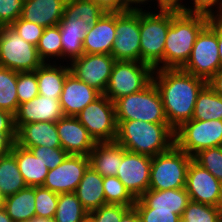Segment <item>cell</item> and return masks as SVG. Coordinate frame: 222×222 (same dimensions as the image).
Returning a JSON list of instances; mask_svg holds the SVG:
<instances>
[{"label": "cell", "mask_w": 222, "mask_h": 222, "mask_svg": "<svg viewBox=\"0 0 222 222\" xmlns=\"http://www.w3.org/2000/svg\"><path fill=\"white\" fill-rule=\"evenodd\" d=\"M185 0H155V10L171 9L180 11L183 8Z\"/></svg>", "instance_id": "51"}, {"label": "cell", "mask_w": 222, "mask_h": 222, "mask_svg": "<svg viewBox=\"0 0 222 222\" xmlns=\"http://www.w3.org/2000/svg\"><path fill=\"white\" fill-rule=\"evenodd\" d=\"M56 128L61 147L68 154L88 156L97 143L76 116H63Z\"/></svg>", "instance_id": "17"}, {"label": "cell", "mask_w": 222, "mask_h": 222, "mask_svg": "<svg viewBox=\"0 0 222 222\" xmlns=\"http://www.w3.org/2000/svg\"><path fill=\"white\" fill-rule=\"evenodd\" d=\"M30 150L49 170L56 168L69 155L62 147L50 148L47 146H36L31 147Z\"/></svg>", "instance_id": "43"}, {"label": "cell", "mask_w": 222, "mask_h": 222, "mask_svg": "<svg viewBox=\"0 0 222 222\" xmlns=\"http://www.w3.org/2000/svg\"><path fill=\"white\" fill-rule=\"evenodd\" d=\"M96 142H115L117 122L115 104L101 94L76 115Z\"/></svg>", "instance_id": "11"}, {"label": "cell", "mask_w": 222, "mask_h": 222, "mask_svg": "<svg viewBox=\"0 0 222 222\" xmlns=\"http://www.w3.org/2000/svg\"><path fill=\"white\" fill-rule=\"evenodd\" d=\"M17 97L19 105L39 95L36 72H17Z\"/></svg>", "instance_id": "41"}, {"label": "cell", "mask_w": 222, "mask_h": 222, "mask_svg": "<svg viewBox=\"0 0 222 222\" xmlns=\"http://www.w3.org/2000/svg\"><path fill=\"white\" fill-rule=\"evenodd\" d=\"M151 163L152 157L124 148L117 177L135 199H139L149 189Z\"/></svg>", "instance_id": "14"}, {"label": "cell", "mask_w": 222, "mask_h": 222, "mask_svg": "<svg viewBox=\"0 0 222 222\" xmlns=\"http://www.w3.org/2000/svg\"><path fill=\"white\" fill-rule=\"evenodd\" d=\"M39 95L60 98L66 76L70 73L67 63H43L35 70Z\"/></svg>", "instance_id": "26"}, {"label": "cell", "mask_w": 222, "mask_h": 222, "mask_svg": "<svg viewBox=\"0 0 222 222\" xmlns=\"http://www.w3.org/2000/svg\"><path fill=\"white\" fill-rule=\"evenodd\" d=\"M58 25L62 43V63L69 64L84 54L83 41L90 26L84 24L80 18L75 19L65 15Z\"/></svg>", "instance_id": "22"}, {"label": "cell", "mask_w": 222, "mask_h": 222, "mask_svg": "<svg viewBox=\"0 0 222 222\" xmlns=\"http://www.w3.org/2000/svg\"><path fill=\"white\" fill-rule=\"evenodd\" d=\"M16 144L30 149L36 146L61 147L56 122H35L21 125L16 130Z\"/></svg>", "instance_id": "24"}, {"label": "cell", "mask_w": 222, "mask_h": 222, "mask_svg": "<svg viewBox=\"0 0 222 222\" xmlns=\"http://www.w3.org/2000/svg\"><path fill=\"white\" fill-rule=\"evenodd\" d=\"M180 12L208 18L222 17V0H185Z\"/></svg>", "instance_id": "40"}, {"label": "cell", "mask_w": 222, "mask_h": 222, "mask_svg": "<svg viewBox=\"0 0 222 222\" xmlns=\"http://www.w3.org/2000/svg\"><path fill=\"white\" fill-rule=\"evenodd\" d=\"M192 158L222 182V146L201 150Z\"/></svg>", "instance_id": "39"}, {"label": "cell", "mask_w": 222, "mask_h": 222, "mask_svg": "<svg viewBox=\"0 0 222 222\" xmlns=\"http://www.w3.org/2000/svg\"><path fill=\"white\" fill-rule=\"evenodd\" d=\"M208 17L171 10V25L164 46V69L182 68L188 61L200 31Z\"/></svg>", "instance_id": "3"}, {"label": "cell", "mask_w": 222, "mask_h": 222, "mask_svg": "<svg viewBox=\"0 0 222 222\" xmlns=\"http://www.w3.org/2000/svg\"><path fill=\"white\" fill-rule=\"evenodd\" d=\"M116 37L111 55L116 61L141 62L140 10L115 13Z\"/></svg>", "instance_id": "12"}, {"label": "cell", "mask_w": 222, "mask_h": 222, "mask_svg": "<svg viewBox=\"0 0 222 222\" xmlns=\"http://www.w3.org/2000/svg\"><path fill=\"white\" fill-rule=\"evenodd\" d=\"M88 167V156L69 154L60 165L49 170L43 187L58 194L75 192Z\"/></svg>", "instance_id": "15"}, {"label": "cell", "mask_w": 222, "mask_h": 222, "mask_svg": "<svg viewBox=\"0 0 222 222\" xmlns=\"http://www.w3.org/2000/svg\"><path fill=\"white\" fill-rule=\"evenodd\" d=\"M174 133L168 123L122 121L117 126L116 142L127 151L154 157L175 144Z\"/></svg>", "instance_id": "2"}, {"label": "cell", "mask_w": 222, "mask_h": 222, "mask_svg": "<svg viewBox=\"0 0 222 222\" xmlns=\"http://www.w3.org/2000/svg\"><path fill=\"white\" fill-rule=\"evenodd\" d=\"M189 202L190 197L186 188L167 190L148 189L139 199H136L134 207L173 210L175 214L182 217Z\"/></svg>", "instance_id": "21"}, {"label": "cell", "mask_w": 222, "mask_h": 222, "mask_svg": "<svg viewBox=\"0 0 222 222\" xmlns=\"http://www.w3.org/2000/svg\"><path fill=\"white\" fill-rule=\"evenodd\" d=\"M133 206L106 204L88 213L90 222H120L123 214Z\"/></svg>", "instance_id": "42"}, {"label": "cell", "mask_w": 222, "mask_h": 222, "mask_svg": "<svg viewBox=\"0 0 222 222\" xmlns=\"http://www.w3.org/2000/svg\"><path fill=\"white\" fill-rule=\"evenodd\" d=\"M115 61L110 54H83L68 65L76 78L104 94Z\"/></svg>", "instance_id": "13"}, {"label": "cell", "mask_w": 222, "mask_h": 222, "mask_svg": "<svg viewBox=\"0 0 222 222\" xmlns=\"http://www.w3.org/2000/svg\"><path fill=\"white\" fill-rule=\"evenodd\" d=\"M54 222H85L88 211L83 207L75 192L60 193Z\"/></svg>", "instance_id": "32"}, {"label": "cell", "mask_w": 222, "mask_h": 222, "mask_svg": "<svg viewBox=\"0 0 222 222\" xmlns=\"http://www.w3.org/2000/svg\"><path fill=\"white\" fill-rule=\"evenodd\" d=\"M16 141V132H0V156L11 152Z\"/></svg>", "instance_id": "49"}, {"label": "cell", "mask_w": 222, "mask_h": 222, "mask_svg": "<svg viewBox=\"0 0 222 222\" xmlns=\"http://www.w3.org/2000/svg\"><path fill=\"white\" fill-rule=\"evenodd\" d=\"M25 0H0V27L11 26L21 17Z\"/></svg>", "instance_id": "45"}, {"label": "cell", "mask_w": 222, "mask_h": 222, "mask_svg": "<svg viewBox=\"0 0 222 222\" xmlns=\"http://www.w3.org/2000/svg\"><path fill=\"white\" fill-rule=\"evenodd\" d=\"M2 206L13 222L30 221L36 217L35 187L27 186L2 200Z\"/></svg>", "instance_id": "29"}, {"label": "cell", "mask_w": 222, "mask_h": 222, "mask_svg": "<svg viewBox=\"0 0 222 222\" xmlns=\"http://www.w3.org/2000/svg\"><path fill=\"white\" fill-rule=\"evenodd\" d=\"M141 222H181V216L173 210H156L155 208H135Z\"/></svg>", "instance_id": "46"}, {"label": "cell", "mask_w": 222, "mask_h": 222, "mask_svg": "<svg viewBox=\"0 0 222 222\" xmlns=\"http://www.w3.org/2000/svg\"><path fill=\"white\" fill-rule=\"evenodd\" d=\"M128 10H155V0H125Z\"/></svg>", "instance_id": "50"}, {"label": "cell", "mask_w": 222, "mask_h": 222, "mask_svg": "<svg viewBox=\"0 0 222 222\" xmlns=\"http://www.w3.org/2000/svg\"><path fill=\"white\" fill-rule=\"evenodd\" d=\"M105 13L97 4L89 0H67L64 15L82 19L84 24L93 26Z\"/></svg>", "instance_id": "35"}, {"label": "cell", "mask_w": 222, "mask_h": 222, "mask_svg": "<svg viewBox=\"0 0 222 222\" xmlns=\"http://www.w3.org/2000/svg\"><path fill=\"white\" fill-rule=\"evenodd\" d=\"M39 58L44 63H62V43L59 25L44 28L36 45Z\"/></svg>", "instance_id": "33"}, {"label": "cell", "mask_w": 222, "mask_h": 222, "mask_svg": "<svg viewBox=\"0 0 222 222\" xmlns=\"http://www.w3.org/2000/svg\"><path fill=\"white\" fill-rule=\"evenodd\" d=\"M14 30L20 35L26 42L37 45L39 39L42 37L44 28L33 22H28L19 17L12 25Z\"/></svg>", "instance_id": "44"}, {"label": "cell", "mask_w": 222, "mask_h": 222, "mask_svg": "<svg viewBox=\"0 0 222 222\" xmlns=\"http://www.w3.org/2000/svg\"><path fill=\"white\" fill-rule=\"evenodd\" d=\"M171 25V9L140 10L141 62L164 69V46Z\"/></svg>", "instance_id": "4"}, {"label": "cell", "mask_w": 222, "mask_h": 222, "mask_svg": "<svg viewBox=\"0 0 222 222\" xmlns=\"http://www.w3.org/2000/svg\"><path fill=\"white\" fill-rule=\"evenodd\" d=\"M114 104L117 126L129 120L168 123L162 98L153 81L143 90L120 97Z\"/></svg>", "instance_id": "5"}, {"label": "cell", "mask_w": 222, "mask_h": 222, "mask_svg": "<svg viewBox=\"0 0 222 222\" xmlns=\"http://www.w3.org/2000/svg\"><path fill=\"white\" fill-rule=\"evenodd\" d=\"M154 69L143 62L115 61L104 93L112 102L143 90L151 81Z\"/></svg>", "instance_id": "9"}, {"label": "cell", "mask_w": 222, "mask_h": 222, "mask_svg": "<svg viewBox=\"0 0 222 222\" xmlns=\"http://www.w3.org/2000/svg\"><path fill=\"white\" fill-rule=\"evenodd\" d=\"M75 194L88 213L106 205L103 177L90 166L85 171Z\"/></svg>", "instance_id": "28"}, {"label": "cell", "mask_w": 222, "mask_h": 222, "mask_svg": "<svg viewBox=\"0 0 222 222\" xmlns=\"http://www.w3.org/2000/svg\"><path fill=\"white\" fill-rule=\"evenodd\" d=\"M115 37V13L105 12L86 33L83 41L84 54L111 55Z\"/></svg>", "instance_id": "20"}, {"label": "cell", "mask_w": 222, "mask_h": 222, "mask_svg": "<svg viewBox=\"0 0 222 222\" xmlns=\"http://www.w3.org/2000/svg\"><path fill=\"white\" fill-rule=\"evenodd\" d=\"M58 196V193H55L43 186H35L36 217L54 219Z\"/></svg>", "instance_id": "38"}, {"label": "cell", "mask_w": 222, "mask_h": 222, "mask_svg": "<svg viewBox=\"0 0 222 222\" xmlns=\"http://www.w3.org/2000/svg\"><path fill=\"white\" fill-rule=\"evenodd\" d=\"M0 222H13L2 205H0Z\"/></svg>", "instance_id": "55"}, {"label": "cell", "mask_w": 222, "mask_h": 222, "mask_svg": "<svg viewBox=\"0 0 222 222\" xmlns=\"http://www.w3.org/2000/svg\"><path fill=\"white\" fill-rule=\"evenodd\" d=\"M0 132H16L14 114L3 109H0Z\"/></svg>", "instance_id": "48"}, {"label": "cell", "mask_w": 222, "mask_h": 222, "mask_svg": "<svg viewBox=\"0 0 222 222\" xmlns=\"http://www.w3.org/2000/svg\"><path fill=\"white\" fill-rule=\"evenodd\" d=\"M103 189L106 204L134 206L136 202L117 176L103 177Z\"/></svg>", "instance_id": "36"}, {"label": "cell", "mask_w": 222, "mask_h": 222, "mask_svg": "<svg viewBox=\"0 0 222 222\" xmlns=\"http://www.w3.org/2000/svg\"><path fill=\"white\" fill-rule=\"evenodd\" d=\"M216 35L218 40V53L222 66V17L216 18Z\"/></svg>", "instance_id": "54"}, {"label": "cell", "mask_w": 222, "mask_h": 222, "mask_svg": "<svg viewBox=\"0 0 222 222\" xmlns=\"http://www.w3.org/2000/svg\"><path fill=\"white\" fill-rule=\"evenodd\" d=\"M30 222H54L53 219H46V218H40V217H34L30 220Z\"/></svg>", "instance_id": "56"}, {"label": "cell", "mask_w": 222, "mask_h": 222, "mask_svg": "<svg viewBox=\"0 0 222 222\" xmlns=\"http://www.w3.org/2000/svg\"><path fill=\"white\" fill-rule=\"evenodd\" d=\"M124 147L115 142H97L88 155L89 166L102 177L117 176Z\"/></svg>", "instance_id": "25"}, {"label": "cell", "mask_w": 222, "mask_h": 222, "mask_svg": "<svg viewBox=\"0 0 222 222\" xmlns=\"http://www.w3.org/2000/svg\"><path fill=\"white\" fill-rule=\"evenodd\" d=\"M221 217L222 211L219 207L190 201L181 219L184 222H220Z\"/></svg>", "instance_id": "37"}, {"label": "cell", "mask_w": 222, "mask_h": 222, "mask_svg": "<svg viewBox=\"0 0 222 222\" xmlns=\"http://www.w3.org/2000/svg\"><path fill=\"white\" fill-rule=\"evenodd\" d=\"M15 156L12 152L0 156V197L5 199L26 188Z\"/></svg>", "instance_id": "30"}, {"label": "cell", "mask_w": 222, "mask_h": 222, "mask_svg": "<svg viewBox=\"0 0 222 222\" xmlns=\"http://www.w3.org/2000/svg\"><path fill=\"white\" fill-rule=\"evenodd\" d=\"M152 81L157 87L168 124L176 130L192 119L197 96L207 81L177 69L154 70Z\"/></svg>", "instance_id": "1"}, {"label": "cell", "mask_w": 222, "mask_h": 222, "mask_svg": "<svg viewBox=\"0 0 222 222\" xmlns=\"http://www.w3.org/2000/svg\"><path fill=\"white\" fill-rule=\"evenodd\" d=\"M59 99L38 95L31 101L20 104L14 115L16 130L28 123L57 122L64 116Z\"/></svg>", "instance_id": "18"}, {"label": "cell", "mask_w": 222, "mask_h": 222, "mask_svg": "<svg viewBox=\"0 0 222 222\" xmlns=\"http://www.w3.org/2000/svg\"><path fill=\"white\" fill-rule=\"evenodd\" d=\"M175 145L193 157L201 150L222 146V120H195L182 123L174 133Z\"/></svg>", "instance_id": "10"}, {"label": "cell", "mask_w": 222, "mask_h": 222, "mask_svg": "<svg viewBox=\"0 0 222 222\" xmlns=\"http://www.w3.org/2000/svg\"><path fill=\"white\" fill-rule=\"evenodd\" d=\"M192 159L175 144L166 152L152 157L149 189L185 188L187 170Z\"/></svg>", "instance_id": "6"}, {"label": "cell", "mask_w": 222, "mask_h": 222, "mask_svg": "<svg viewBox=\"0 0 222 222\" xmlns=\"http://www.w3.org/2000/svg\"><path fill=\"white\" fill-rule=\"evenodd\" d=\"M67 0H25L21 18L43 28L56 26L62 20Z\"/></svg>", "instance_id": "23"}, {"label": "cell", "mask_w": 222, "mask_h": 222, "mask_svg": "<svg viewBox=\"0 0 222 222\" xmlns=\"http://www.w3.org/2000/svg\"><path fill=\"white\" fill-rule=\"evenodd\" d=\"M11 152L14 154L19 171L27 186H43L49 172L48 167L36 157L30 149L14 143Z\"/></svg>", "instance_id": "27"}, {"label": "cell", "mask_w": 222, "mask_h": 222, "mask_svg": "<svg viewBox=\"0 0 222 222\" xmlns=\"http://www.w3.org/2000/svg\"><path fill=\"white\" fill-rule=\"evenodd\" d=\"M97 4L107 13H123L129 11L125 0H89Z\"/></svg>", "instance_id": "47"}, {"label": "cell", "mask_w": 222, "mask_h": 222, "mask_svg": "<svg viewBox=\"0 0 222 222\" xmlns=\"http://www.w3.org/2000/svg\"><path fill=\"white\" fill-rule=\"evenodd\" d=\"M220 184L208 170L191 160L185 186L190 201L219 207Z\"/></svg>", "instance_id": "16"}, {"label": "cell", "mask_w": 222, "mask_h": 222, "mask_svg": "<svg viewBox=\"0 0 222 222\" xmlns=\"http://www.w3.org/2000/svg\"><path fill=\"white\" fill-rule=\"evenodd\" d=\"M219 208L222 211V182L220 184V199H219Z\"/></svg>", "instance_id": "57"}, {"label": "cell", "mask_w": 222, "mask_h": 222, "mask_svg": "<svg viewBox=\"0 0 222 222\" xmlns=\"http://www.w3.org/2000/svg\"><path fill=\"white\" fill-rule=\"evenodd\" d=\"M120 222H141L135 207H130L122 216Z\"/></svg>", "instance_id": "53"}, {"label": "cell", "mask_w": 222, "mask_h": 222, "mask_svg": "<svg viewBox=\"0 0 222 222\" xmlns=\"http://www.w3.org/2000/svg\"><path fill=\"white\" fill-rule=\"evenodd\" d=\"M43 63L35 45L22 39L12 26L0 27V66L16 72H33Z\"/></svg>", "instance_id": "8"}, {"label": "cell", "mask_w": 222, "mask_h": 222, "mask_svg": "<svg viewBox=\"0 0 222 222\" xmlns=\"http://www.w3.org/2000/svg\"><path fill=\"white\" fill-rule=\"evenodd\" d=\"M207 84L216 94L222 96V69L215 73Z\"/></svg>", "instance_id": "52"}, {"label": "cell", "mask_w": 222, "mask_h": 222, "mask_svg": "<svg viewBox=\"0 0 222 222\" xmlns=\"http://www.w3.org/2000/svg\"><path fill=\"white\" fill-rule=\"evenodd\" d=\"M100 95L99 91L69 73L59 99L64 116H76Z\"/></svg>", "instance_id": "19"}, {"label": "cell", "mask_w": 222, "mask_h": 222, "mask_svg": "<svg viewBox=\"0 0 222 222\" xmlns=\"http://www.w3.org/2000/svg\"><path fill=\"white\" fill-rule=\"evenodd\" d=\"M16 87L17 72L0 66V109L14 115L19 108Z\"/></svg>", "instance_id": "34"}, {"label": "cell", "mask_w": 222, "mask_h": 222, "mask_svg": "<svg viewBox=\"0 0 222 222\" xmlns=\"http://www.w3.org/2000/svg\"><path fill=\"white\" fill-rule=\"evenodd\" d=\"M181 69L206 81L222 69L218 53L216 18H210L208 24L200 31L191 55Z\"/></svg>", "instance_id": "7"}, {"label": "cell", "mask_w": 222, "mask_h": 222, "mask_svg": "<svg viewBox=\"0 0 222 222\" xmlns=\"http://www.w3.org/2000/svg\"><path fill=\"white\" fill-rule=\"evenodd\" d=\"M192 119L222 120V96L216 94L208 84L197 96Z\"/></svg>", "instance_id": "31"}]
</instances>
